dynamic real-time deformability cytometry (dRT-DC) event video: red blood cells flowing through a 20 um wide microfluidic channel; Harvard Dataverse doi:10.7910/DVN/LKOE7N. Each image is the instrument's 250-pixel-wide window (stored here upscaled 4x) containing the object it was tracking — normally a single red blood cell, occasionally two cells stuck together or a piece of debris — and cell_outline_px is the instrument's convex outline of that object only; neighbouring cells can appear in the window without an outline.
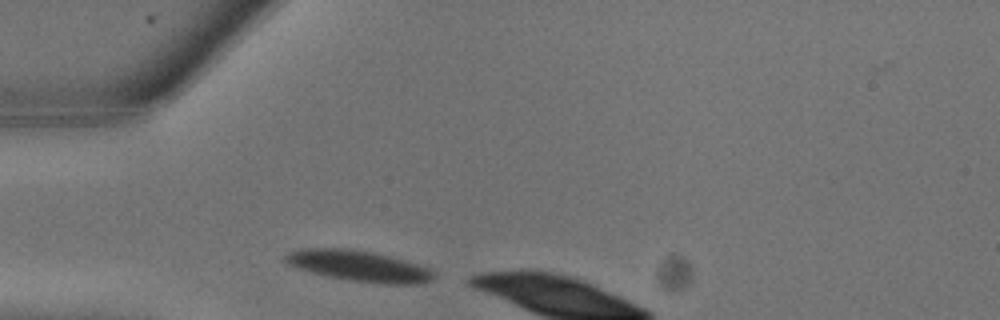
{"species": "common noctule bat (a hibernating species)", "species_latin": "Nyctalus noctula", "temperature_condition": "warm", "stored_images_in_passage": 3, "camera_frame_rate_fps": 3000, "um_per_image_px": 0.085, "animal": {"sex": "male", "body_mass_g": 13.3}, "frame": {"image": 1, "passage_image": 1, "time_ms": 0.0, "image_size_px": [1000, 320], "cell_outline_px": [[436, 276], [432, 280], [416, 284], [384, 284], [352, 280], [328, 276], [312, 272], [288, 264], [284, 260], [284, 256], [288, 252], [304, 248], [344, 248], [372, 252], [404, 260], [428, 268]], "centroid_in_image_um": [30.5, 22.6], "position_along_channel_um": 54.5, "area_um2": 26.24}}